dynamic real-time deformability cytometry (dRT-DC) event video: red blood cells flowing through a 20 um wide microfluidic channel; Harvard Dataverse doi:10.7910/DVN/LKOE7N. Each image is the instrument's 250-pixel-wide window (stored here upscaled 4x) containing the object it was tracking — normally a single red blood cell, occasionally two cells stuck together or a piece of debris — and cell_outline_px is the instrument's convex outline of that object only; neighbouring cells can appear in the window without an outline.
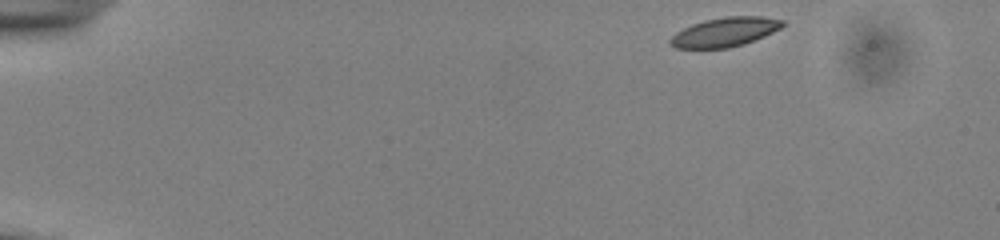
{"species": "common noctule bat (a hibernating species)", "species_latin": "Nyctalus noctula", "temperature_condition": "cold", "stored_images_in_passage": 48, "camera_frame_rate_fps": 3000, "um_per_image_px": 0.085, "animal": {"sex": "male", "body_mass_g": 13.0, "forearm_length_mm": 53.1}, "frame": {"image": 1, "passage_image": 1, "time_ms": 0.0, "image_size_px": [1000, 240], "cell_outline_px": [[784, 24], [780, 28], [764, 36], [744, 44], [728, 48], [676, 48], [668, 44], [668, 40], [676, 32], [692, 24], [704, 20], [724, 16], [760, 16], [784, 20]], "centroid_in_image_um": [61.58, 2.72], "position_along_channel_um": 23.4, "area_um2": 19.13}}
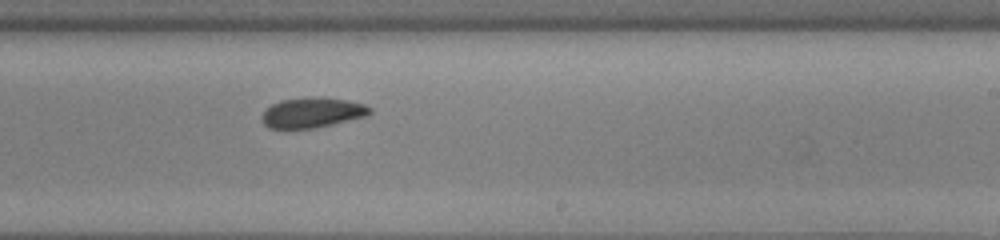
{"frame": {"image": 2, "passage_image": 28, "time_ms": 9.0, "image_size_px": [1000, 240], "cell_outline_px": [[372, 112], [368, 116], [332, 124], [312, 128], [268, 128], [264, 124], [260, 116], [272, 104], [280, 100], [320, 96], [324, 96], [364, 104], [372, 108]], "centroid_in_image_um": [26.56, 9.56], "position_along_channel_um": 262.4, "area_um2": 18.96}}
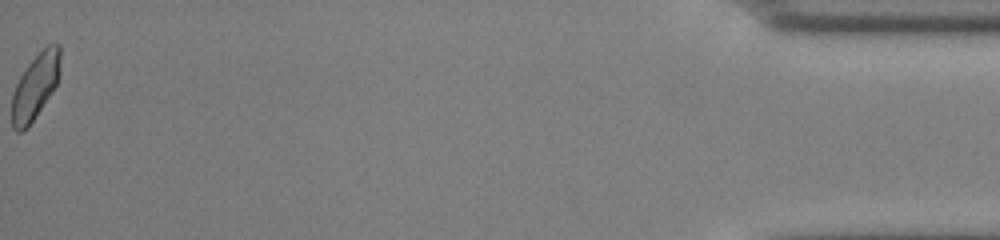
{"frame": {"image": 3, "passage_image": 48, "time_ms": 15.667, "image_size_px": [1000, 240], "cell_outline_px": [[60, 76], [56, 84], [32, 120], [20, 132], [16, 132], [12, 128], [12, 92], [20, 76], [28, 64], [48, 44], [60, 44]], "centroid_in_image_um": [2.99, 7.31], "position_along_channel_um": 432.2, "area_um2": 17.98}, "authors_computed_cell_mechanics": {"area_um2": 19.2763, "velocity_mm_per_s": 3.8671, "shape_relaxation_time_tau1_ms": 1.8955, "shape_relaxation_time_tau2_ms": 3.8805, "deformation_change_tau1": 0.067, "deformation_change_tau2": 0.0843}}